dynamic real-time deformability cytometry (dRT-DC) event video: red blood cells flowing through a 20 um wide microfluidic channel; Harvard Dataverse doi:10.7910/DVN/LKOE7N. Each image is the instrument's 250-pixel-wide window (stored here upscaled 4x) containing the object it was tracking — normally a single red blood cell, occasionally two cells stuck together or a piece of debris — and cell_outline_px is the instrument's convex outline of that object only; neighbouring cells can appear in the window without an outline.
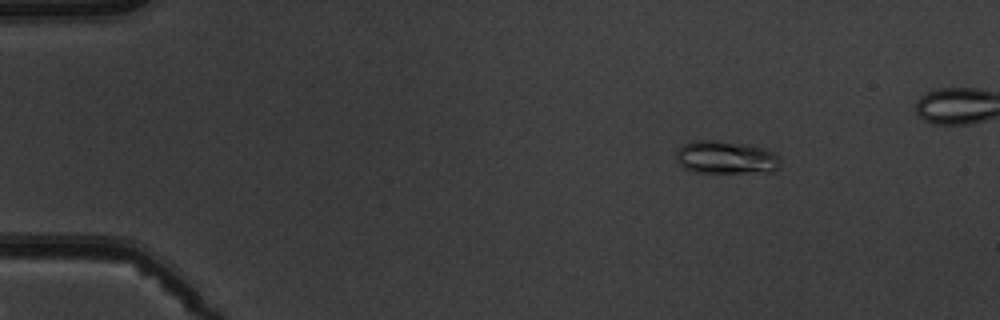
{"species": "common noctule bat (a hibernating species)", "species_latin": "Nyctalus noctula", "temperature_condition": "warm", "stored_images_in_passage": 7, "camera_frame_rate_fps": 3000, "um_per_image_px": 0.085, "animal": {"sex": "male", "body_mass_g": 19.5, "forearm_length_mm": 54.6}, "frame": {"image": 1, "passage_image": 3, "time_ms": 2.333, "image_size_px": [1000, 320], "cell_outline_px": [[780, 168], [772, 172], [692, 172], [684, 168], [676, 160], [676, 152], [684, 144], [692, 140], [720, 140], [752, 144], [764, 148], [780, 156]], "centroid_in_image_um": [61.73, 13.37], "position_along_channel_um": 23.3, "area_um2": 20.4}}
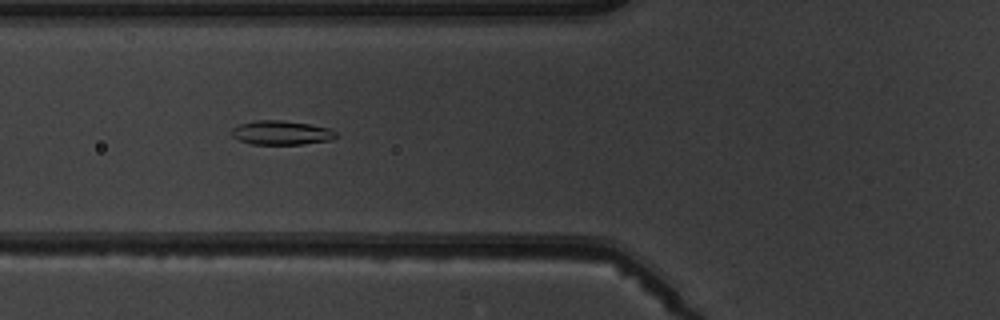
{"frame": {"image": 2, "passage_image": 6, "time_ms": 6.667, "image_size_px": [1000, 320], "cell_outline_px": [[336, 136], [332, 140], [304, 144], [252, 144], [240, 140], [232, 136], [232, 128], [240, 124], [256, 120], [280, 120], [308, 124], [328, 128], [336, 132]], "centroid_in_image_um": [23.91, 11.28], "position_along_channel_um": 101.9, "area_um2": 14.51}}
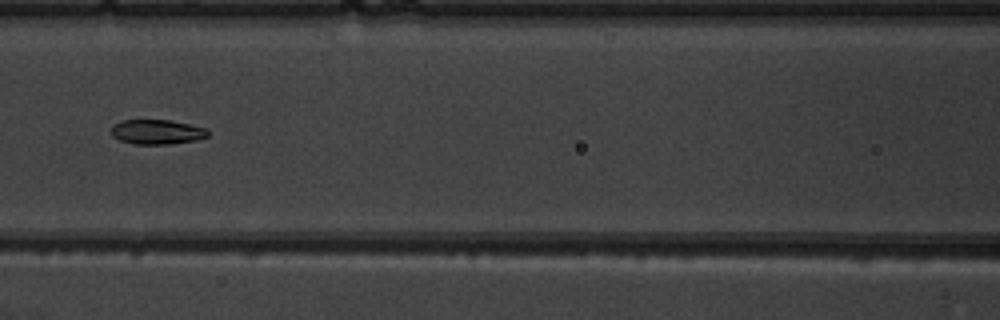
{"frame": {"image": 3, "passage_image": 7, "time_ms": 8.0, "image_size_px": [1000, 320], "cell_outline_px": [[208, 136], [196, 140], [168, 144], [132, 144], [120, 140], [112, 136], [112, 124], [120, 120], [172, 120], [204, 128], [208, 132]], "centroid_in_image_um": [13.29, 11.21], "position_along_channel_um": 153.3, "area_um2": 13.87}}